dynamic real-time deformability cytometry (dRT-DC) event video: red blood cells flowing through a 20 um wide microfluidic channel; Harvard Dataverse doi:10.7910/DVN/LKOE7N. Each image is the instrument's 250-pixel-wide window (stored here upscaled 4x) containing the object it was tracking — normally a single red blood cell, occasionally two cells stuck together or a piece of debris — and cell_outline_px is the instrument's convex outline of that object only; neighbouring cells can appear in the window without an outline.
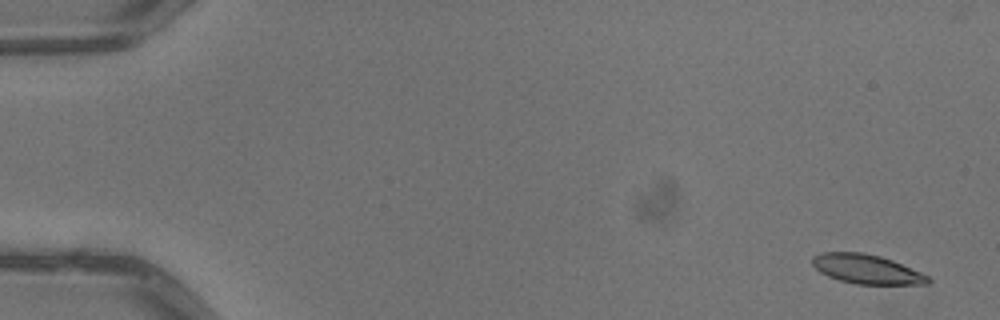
{"species": "common noctule bat (a hibernating species)", "species_latin": "Nyctalus noctula", "temperature_condition": "warm", "stored_images_in_passage": 5, "segment_of_instrument_passage": [2, 2], "camera_frame_rate_fps": 3000, "um_per_image_px": 0.085, "animal": {"sex": "male", "body_mass_g": 13.3}, "frame": {"image": 1, "passage_image": 5, "time_ms": 1.333, "image_size_px": [1000, 320], "cell_outline_px": [[932, 280], [928, 284], [856, 284], [840, 280], [828, 276], [820, 272], [812, 264], [812, 256], [824, 252], [864, 252], [880, 256], [892, 260], [920, 272], [928, 276]], "centroid_in_image_um": [73.65, 22.87], "position_along_channel_um": 11.3, "area_um2": 19.65}}